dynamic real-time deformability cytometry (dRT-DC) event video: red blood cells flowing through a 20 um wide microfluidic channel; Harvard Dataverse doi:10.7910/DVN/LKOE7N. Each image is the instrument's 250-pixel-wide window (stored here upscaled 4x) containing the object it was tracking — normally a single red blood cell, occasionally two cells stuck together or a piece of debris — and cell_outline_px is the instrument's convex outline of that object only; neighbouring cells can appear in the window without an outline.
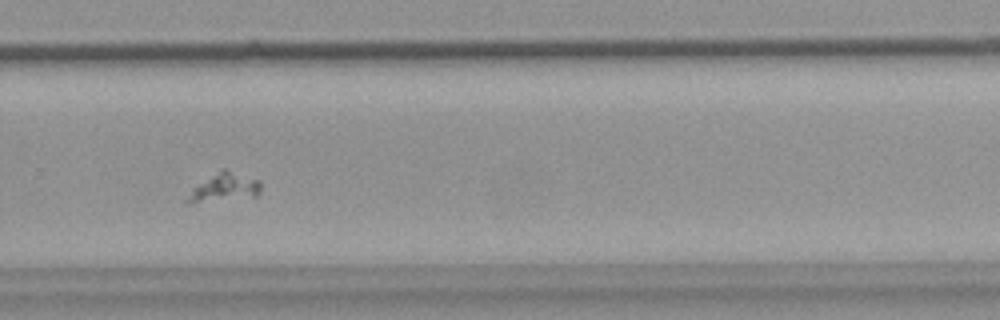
{"species": "common noctule bat (a hibernating species)", "species_latin": "Nyctalus noctula", "temperature_condition": "warm", "stored_images_in_passage": 50, "camera_frame_rate_fps": 3000, "um_per_image_px": 0.085, "animal": {"sex": "female", "body_mass_g": 18.4}, "frame": {"image": 1, "passage_image": 33, "time_ms": 10.667, "image_size_px": [1000, 320], "cell_outline_px": [[260, 192], [256, 196], [188, 204], [184, 204], [184, 200], [192, 188], [220, 168], [224, 168], [260, 180]], "centroid_in_image_um": [19.01, 15.93], "position_along_channel_um": 310.8, "area_um2": 12.43}}